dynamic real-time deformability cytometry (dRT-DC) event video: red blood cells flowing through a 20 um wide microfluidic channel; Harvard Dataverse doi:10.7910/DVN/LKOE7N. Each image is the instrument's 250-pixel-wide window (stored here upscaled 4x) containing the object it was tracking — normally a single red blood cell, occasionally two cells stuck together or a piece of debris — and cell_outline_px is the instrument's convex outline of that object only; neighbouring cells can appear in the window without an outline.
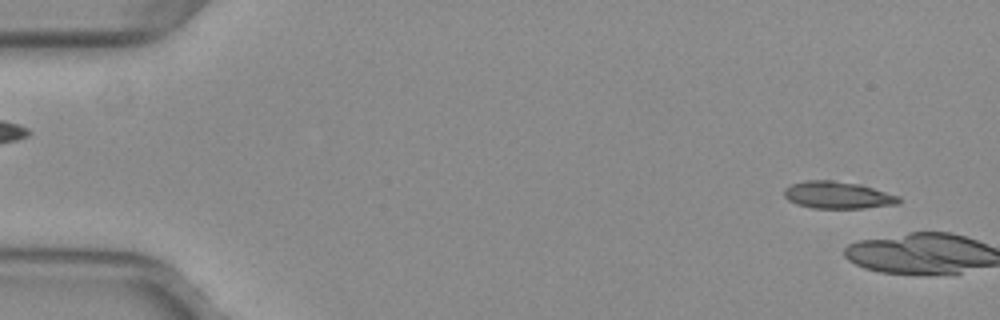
{"species": "common noctule bat (a hibernating species)", "species_latin": "Nyctalus noctula", "temperature_condition": "warm", "stored_images_in_passage": 4, "camera_frame_rate_fps": 3000, "um_per_image_px": 0.085, "animal": {"sex": "female", "body_mass_g": 29.2, "forearm_length_mm": 56.3}, "frame": {"image": 1, "passage_image": 2, "time_ms": 0.333, "image_size_px": [1000, 320], "cell_outline_px": [[900, 204], [864, 208], [812, 208], [796, 204], [788, 200], [784, 196], [784, 188], [792, 184], [804, 180], [832, 180], [860, 184], [900, 196]], "centroid_in_image_um": [71.2, 16.58], "position_along_channel_um": 13.8, "area_um2": 18.26}}